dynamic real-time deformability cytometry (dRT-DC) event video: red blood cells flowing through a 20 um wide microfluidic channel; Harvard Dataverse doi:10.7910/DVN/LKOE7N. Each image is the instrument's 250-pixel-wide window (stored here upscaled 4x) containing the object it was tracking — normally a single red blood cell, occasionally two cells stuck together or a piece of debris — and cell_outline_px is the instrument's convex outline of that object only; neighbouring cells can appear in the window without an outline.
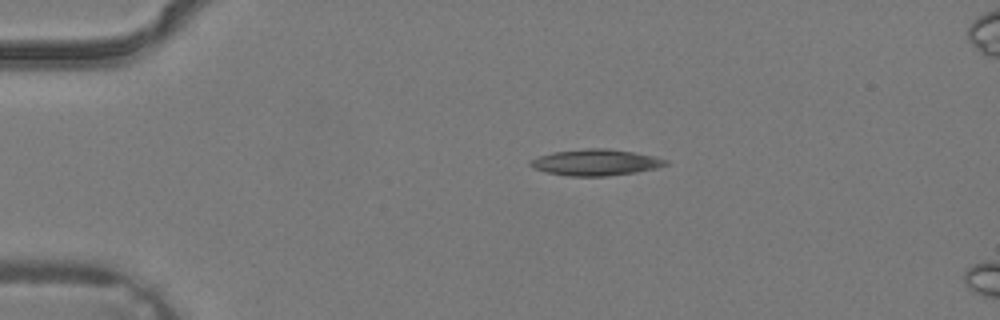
{"species": "common noctule bat (a hibernating species)", "species_latin": "Nyctalus noctula", "temperature_condition": "warm", "stored_images_in_passage": 3, "camera_frame_rate_fps": 3000, "um_per_image_px": 0.085, "animal": {"sex": "male", "body_mass_g": 19.2, "forearm_length_mm": 51.8}, "frame": {"image": 1, "passage_image": 2, "time_ms": 0.333, "image_size_px": [1000, 320], "cell_outline_px": [[668, 164], [656, 168], [636, 172], [604, 176], [568, 176], [548, 172], [532, 168], [528, 164], [528, 160], [552, 152], [588, 148], [608, 148], [632, 152], [652, 156], [668, 160]], "centroid_in_image_um": [50.59, 13.8], "position_along_channel_um": 34.4, "area_um2": 20.58}}